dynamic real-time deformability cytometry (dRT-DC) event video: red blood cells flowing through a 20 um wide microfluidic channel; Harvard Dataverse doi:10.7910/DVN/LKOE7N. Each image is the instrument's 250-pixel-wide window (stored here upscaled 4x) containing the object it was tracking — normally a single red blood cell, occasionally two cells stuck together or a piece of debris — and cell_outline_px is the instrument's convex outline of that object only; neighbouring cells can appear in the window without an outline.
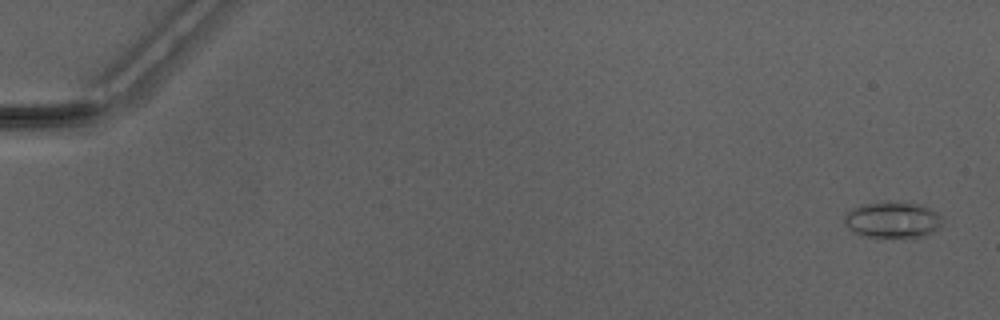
{"species": "Egyptian fruit bat (a non-hibernating species)", "species_latin": "Rousettus aegyptiacus", "temperature_condition": "warm", "stored_images_in_passage": 52, "segment_of_instrument_passage": [1, 2], "camera_frame_rate_fps": 3000, "um_per_image_px": 0.085, "animal": {"sex": "male"}, "frame": {"image": 1, "passage_image": 2, "time_ms": 0.333, "image_size_px": [1000, 320], "cell_outline_px": [[940, 228], [924, 236], [908, 240], [904, 240], [864, 236], [852, 232], [844, 224], [844, 216], [852, 208], [860, 204], [884, 200], [888, 200], [916, 204], [928, 208], [936, 212], [940, 216]], "centroid_in_image_um": [75.82, 18.72], "position_along_channel_um": 9.2, "area_um2": 21.5}}
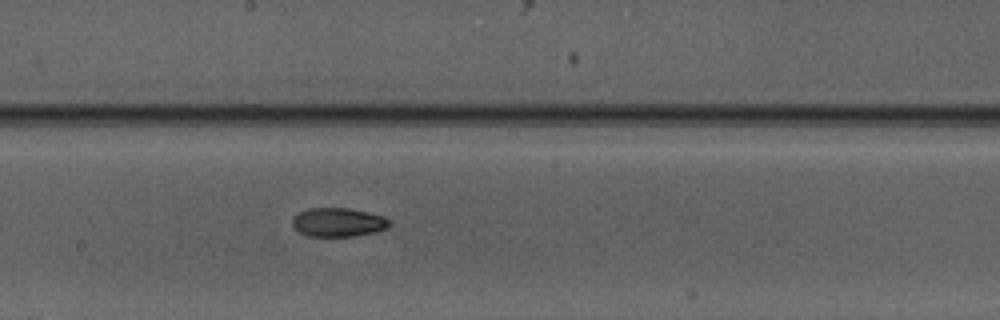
{"frame": {"image": 2, "passage_image": 29, "time_ms": 9.333, "image_size_px": [1000, 320], "cell_outline_px": [[392, 224], [388, 228], [376, 232], [356, 236], [308, 236], [300, 232], [292, 224], [292, 220], [300, 212], [308, 208], [348, 208], [368, 212], [384, 216], [392, 220]], "centroid_in_image_um": [28.83, 18.89], "position_along_channel_um": 219.4, "area_um2": 16.42}}
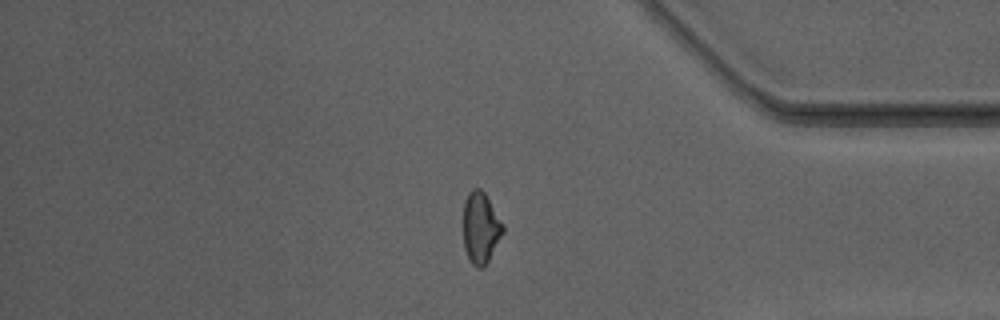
{"frame": {"image": 3, "passage_image": 43, "time_ms": 14.0, "image_size_px": [1000, 320], "cell_outline_px": [[504, 232], [484, 268], [476, 268], [468, 260], [464, 248], [464, 200], [468, 192], [472, 188], [480, 188], [484, 192], [504, 224]], "centroid_in_image_um": [40.86, 19.37], "position_along_channel_um": 394.3, "area_um2": 16.65}}